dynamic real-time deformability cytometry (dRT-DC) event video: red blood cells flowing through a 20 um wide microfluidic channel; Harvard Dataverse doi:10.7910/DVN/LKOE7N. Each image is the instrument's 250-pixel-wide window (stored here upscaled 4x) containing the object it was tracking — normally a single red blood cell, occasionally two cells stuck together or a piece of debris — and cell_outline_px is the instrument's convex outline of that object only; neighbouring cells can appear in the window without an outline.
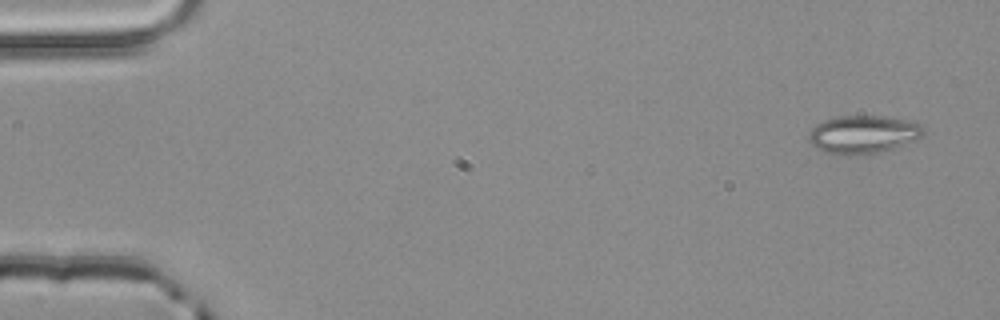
{"species": "common noctule bat (a hibernating species)", "species_latin": "Nyctalus noctula", "temperature_condition": "room temperature", "stored_images_in_passage": 3, "camera_frame_rate_fps": 3000, "um_per_image_px": 0.085, "animal": {"sex": "male", "body_mass_g": 20.4}, "frame": {"image": 1, "passage_image": 1, "time_ms": 0.0, "image_size_px": [1000, 320], "cell_outline_px": [[924, 132], [916, 140], [896, 148], [880, 152], [852, 156], [848, 156], [820, 152], [808, 140], [808, 132], [816, 124], [824, 120], [836, 116], [884, 116], [908, 120], [924, 124]], "centroid_in_image_um": [73.36, 11.44], "position_along_channel_um": 11.6, "area_um2": 26.01}}
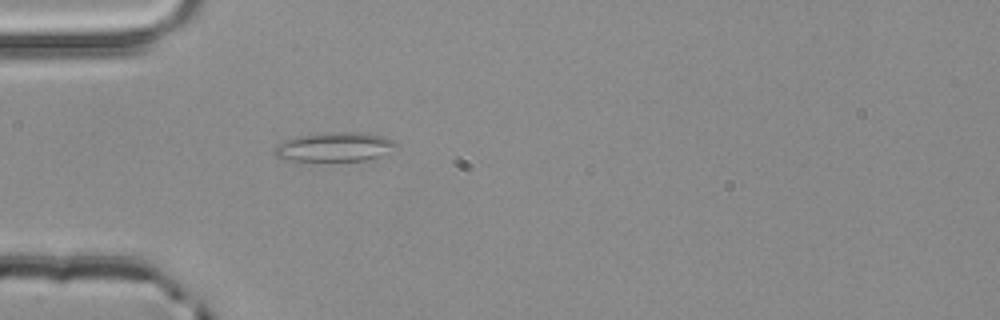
{"frame": {"image": 2, "passage_image": 3, "time_ms": 0.667, "image_size_px": [1000, 320], "cell_outline_px": [[400, 144], [380, 156], [368, 160], [280, 160], [276, 156], [276, 148], [284, 140], [296, 136], [324, 132], [368, 132], [384, 136], [396, 140]], "centroid_in_image_um": [28.5, 12.46], "position_along_channel_um": 56.5, "area_um2": 20.75}}